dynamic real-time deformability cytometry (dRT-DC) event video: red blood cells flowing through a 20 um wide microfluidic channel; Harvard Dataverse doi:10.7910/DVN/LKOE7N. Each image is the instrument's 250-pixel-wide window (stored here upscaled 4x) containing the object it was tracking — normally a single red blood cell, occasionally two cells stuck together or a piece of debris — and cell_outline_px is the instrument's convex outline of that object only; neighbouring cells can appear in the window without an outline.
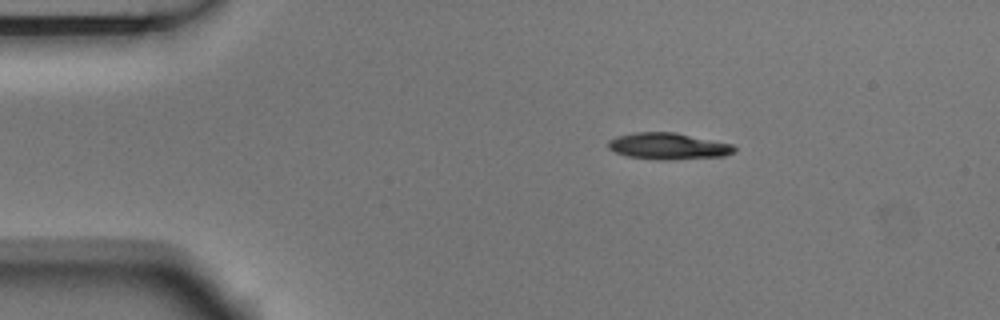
{"species": "Egyptian fruit bat (a non-hibernating species)", "species_latin": "Rousettus aegyptiacus", "temperature_condition": "room temperature", "stored_images_in_passage": 3, "camera_frame_rate_fps": 3000, "um_per_image_px": 0.085, "animal": {"sex": "male"}, "frame": {"image": 1, "passage_image": 2, "time_ms": 0.333, "image_size_px": [1000, 320], "cell_outline_px": [[736, 152], [724, 156], [664, 160], [628, 156], [616, 152], [608, 148], [608, 140], [616, 136], [632, 132], [676, 132], [732, 144], [736, 148]], "centroid_in_image_um": [56.8, 12.41], "position_along_channel_um": 28.2, "area_um2": 19.48}}